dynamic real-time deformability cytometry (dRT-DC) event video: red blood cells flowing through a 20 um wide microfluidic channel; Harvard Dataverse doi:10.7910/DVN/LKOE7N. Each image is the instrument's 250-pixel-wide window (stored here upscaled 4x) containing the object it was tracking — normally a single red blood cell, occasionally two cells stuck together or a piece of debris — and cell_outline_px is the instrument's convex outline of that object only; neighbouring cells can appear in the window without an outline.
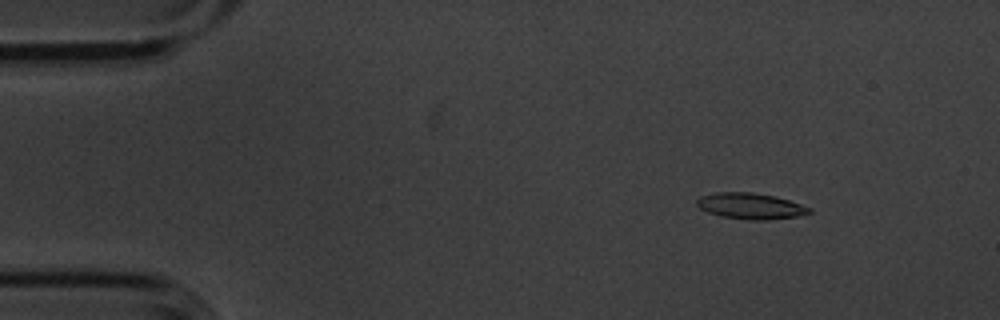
{"species": "common noctule bat (a hibernating species)", "species_latin": "Nyctalus noctula", "temperature_condition": "cold", "stored_images_in_passage": 9, "camera_frame_rate_fps": 3000, "um_per_image_px": 0.085, "animal": {"sex": "male", "body_mass_g": 20.1, "forearm_length_mm": 53.5}, "frame": {"image": 1, "passage_image": 2, "time_ms": 0.333, "image_size_px": [1000, 320], "cell_outline_px": [[812, 212], [796, 216], [764, 220], [752, 220], [720, 216], [708, 212], [700, 208], [696, 204], [696, 200], [700, 196], [716, 192], [752, 192], [776, 196], [812, 208]], "centroid_in_image_um": [63.77, 17.5], "position_along_channel_um": 21.2, "area_um2": 16.99}}
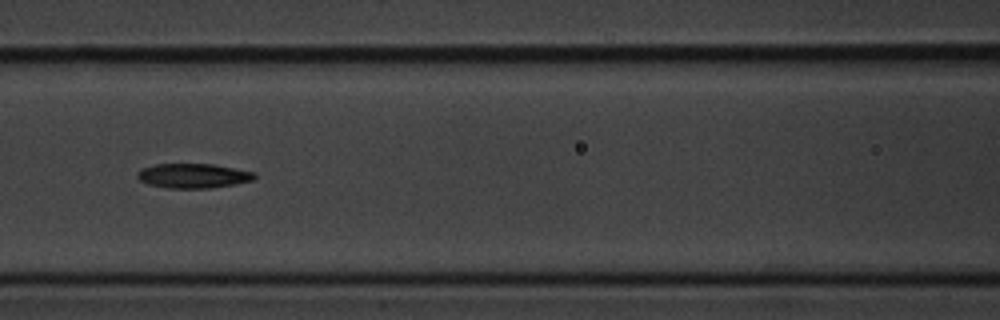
{"frame": {"image": 2, "passage_image": 7, "time_ms": 2.0, "image_size_px": [1000, 320], "cell_outline_px": [[256, 180], [236, 184], [208, 188], [168, 188], [148, 184], [140, 180], [136, 176], [140, 168], [156, 164], [216, 164], [256, 172]], "centroid_in_image_um": [16.47, 14.93], "position_along_channel_um": 150.1, "area_um2": 16.99}}
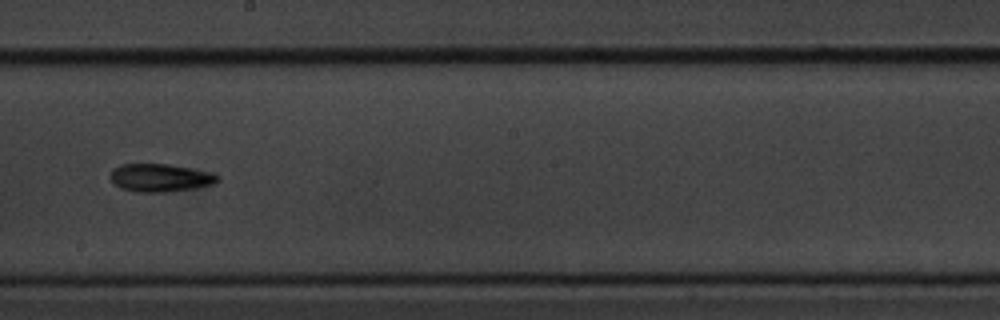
{"frame": {"image": 3, "passage_image": 9, "time_ms": 2.667, "image_size_px": [1000, 320], "cell_outline_px": [[220, 180], [216, 184], [196, 188], [168, 192], [136, 192], [120, 188], [108, 176], [112, 168], [120, 164], [168, 164], [216, 172], [220, 176]], "centroid_in_image_um": [13.67, 15.1], "position_along_channel_um": 234.5, "area_um2": 17.98}}